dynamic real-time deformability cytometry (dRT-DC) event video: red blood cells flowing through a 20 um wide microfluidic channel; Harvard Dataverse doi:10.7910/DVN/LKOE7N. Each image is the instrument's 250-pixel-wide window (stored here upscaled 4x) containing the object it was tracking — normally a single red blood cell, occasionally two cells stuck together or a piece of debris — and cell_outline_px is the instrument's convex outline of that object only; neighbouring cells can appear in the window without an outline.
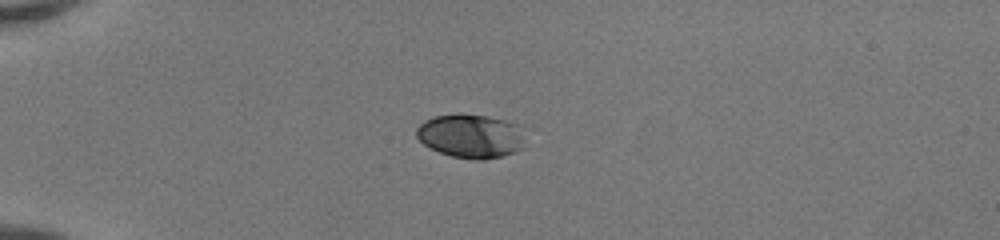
{"species": "human", "species_latin": "Homo sapiens", "temperature_condition": "room temperature", "stored_images_in_passage": 37, "camera_frame_rate_fps": 3000, "um_per_image_px": 0.085, "donor": {"sex": "female"}, "frame": {"image": 1, "passage_image": 1, "time_ms": 0.0, "image_size_px": [1000, 240], "cell_outline_px": [[524, 148], [500, 156], [484, 160], [476, 160], [452, 156], [440, 152], [424, 144], [416, 136], [416, 128], [424, 120], [436, 116], [488, 116], [504, 120], [516, 124]], "centroid_in_image_um": [39.97, 11.59], "position_along_channel_um": 45.0, "area_um2": 26.76}}
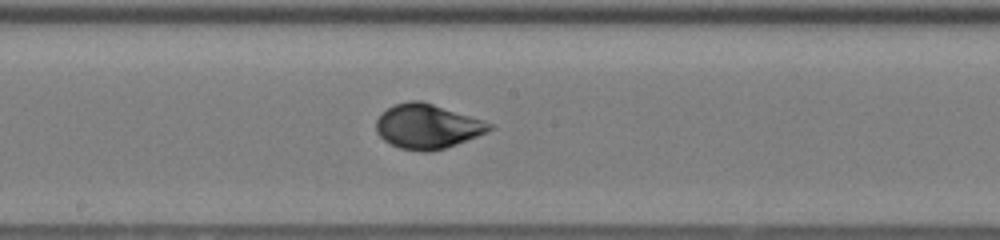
{"frame": {"image": 2, "passage_image": 16, "time_ms": 5.0, "image_size_px": [1000, 240], "cell_outline_px": [[496, 128], [456, 144], [444, 148], [428, 152], [420, 152], [400, 148], [384, 140], [376, 132], [376, 120], [380, 112], [396, 104], [412, 100], [420, 100], [484, 120], [492, 124]], "centroid_in_image_um": [36.31, 10.74], "position_along_channel_um": 211.9, "area_um2": 29.3}}
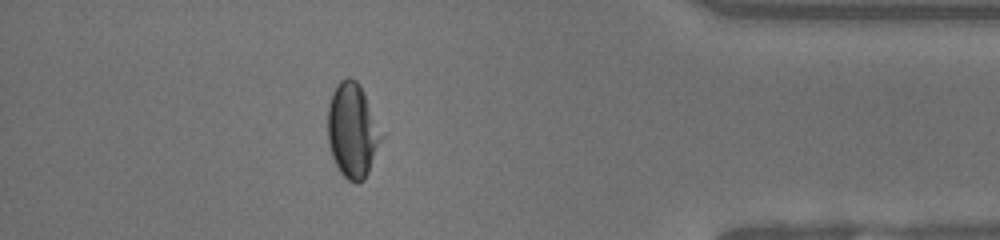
{"frame": {"image": 3, "passage_image": 32, "time_ms": 10.333, "image_size_px": [1000, 240], "cell_outline_px": [[380, 140], [368, 172], [364, 180], [356, 184], [348, 180], [340, 172], [332, 156], [328, 144], [328, 104], [332, 92], [340, 80], [348, 76], [356, 80], [360, 84], [364, 92], [380, 136]], "centroid_in_image_um": [29.89, 11.08], "position_along_channel_um": 405.3, "area_um2": 28.73}, "authors_computed_cell_mechanics": {"area_um2": 28.7844, "velocity_mm_per_s": 4.1649, "shape_relaxation_time_tau1_ms": 5.2038, "shape_relaxation_time_tau2_ms": null, "deformation_change_tau1": 0.178, "deformation_change_tau2": null}}